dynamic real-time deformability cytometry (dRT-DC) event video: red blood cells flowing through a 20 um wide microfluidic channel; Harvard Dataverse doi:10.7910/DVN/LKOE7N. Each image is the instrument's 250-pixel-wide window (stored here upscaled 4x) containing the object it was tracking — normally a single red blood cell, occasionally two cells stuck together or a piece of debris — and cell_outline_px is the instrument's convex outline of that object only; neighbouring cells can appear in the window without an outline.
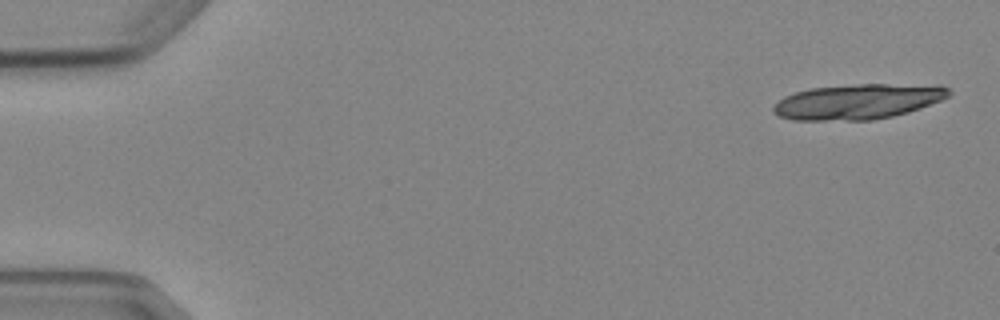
{"species": "Egyptian fruit bat (a non-hibernating species)", "species_latin": "Rousettus aegyptiacus", "temperature_condition": "cold", "stored_images_in_passage": 6, "camera_frame_rate_fps": 3000, "um_per_image_px": 0.085, "animal": {"sex": "female"}, "frame": {"image": 1, "passage_image": 1, "time_ms": 0.0, "image_size_px": [1000, 320], "cell_outline_px": [[952, 92], [948, 96], [940, 100], [920, 108], [908, 112], [892, 116], [872, 120], [792, 120], [780, 116], [772, 112], [772, 108], [784, 96], [796, 92], [812, 88], [856, 84], [940, 84], [948, 88]], "centroid_in_image_um": [72.96, 8.62], "position_along_channel_um": 12.0, "area_um2": 36.07}}